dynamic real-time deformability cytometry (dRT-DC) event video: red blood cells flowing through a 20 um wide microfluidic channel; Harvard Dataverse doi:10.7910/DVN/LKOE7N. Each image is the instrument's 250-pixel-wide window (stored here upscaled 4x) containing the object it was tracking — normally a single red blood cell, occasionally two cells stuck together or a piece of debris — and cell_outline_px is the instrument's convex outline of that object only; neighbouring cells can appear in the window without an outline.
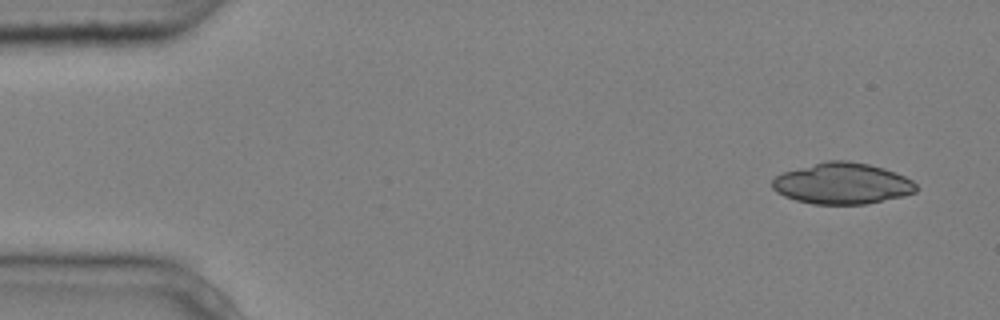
{"species": "common noctule bat (a hibernating species)", "species_latin": "Nyctalus noctula", "temperature_condition": "cold", "stored_images_in_passage": 3, "camera_frame_rate_fps": 3000, "um_per_image_px": 0.085, "animal": {"sex": "male", "body_mass_g": 20.4}, "frame": {"image": 1, "passage_image": 1, "time_ms": 0.0, "image_size_px": [1000, 320], "cell_outline_px": [[916, 192], [904, 196], [864, 204], [812, 204], [796, 200], [784, 196], [776, 192], [772, 188], [772, 180], [776, 176], [784, 172], [828, 160], [848, 160], [868, 164], [884, 168], [896, 172], [912, 180], [916, 184]], "centroid_in_image_um": [71.6, 15.6], "position_along_channel_um": 13.4, "area_um2": 34.45}}